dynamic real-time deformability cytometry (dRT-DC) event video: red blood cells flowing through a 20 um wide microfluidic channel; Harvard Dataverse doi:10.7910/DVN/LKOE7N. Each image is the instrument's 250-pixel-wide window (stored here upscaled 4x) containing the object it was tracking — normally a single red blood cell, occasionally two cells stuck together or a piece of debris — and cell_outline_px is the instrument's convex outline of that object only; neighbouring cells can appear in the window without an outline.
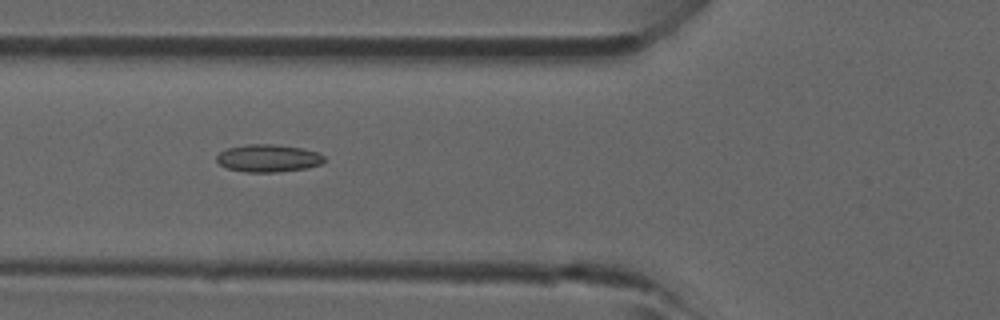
{"species": "common noctule bat (a hibernating species)", "species_latin": "Nyctalus noctula", "temperature_condition": "room temperature", "stored_images_in_passage": 37, "camera_frame_rate_fps": 3000, "um_per_image_px": 0.085, "animal": {"sex": "male", "forearm_length_mm": 52.5}, "frame": {"image": 1, "passage_image": 16, "time_ms": 5.0, "image_size_px": [1000, 320], "cell_outline_px": [[324, 160], [320, 164], [308, 168], [276, 172], [244, 172], [228, 168], [220, 164], [216, 160], [216, 156], [220, 152], [228, 148], [248, 144], [272, 144], [300, 148], [316, 152], [324, 156]], "centroid_in_image_um": [22.78, 13.45], "position_along_channel_um": 103.0, "area_um2": 17.11}}
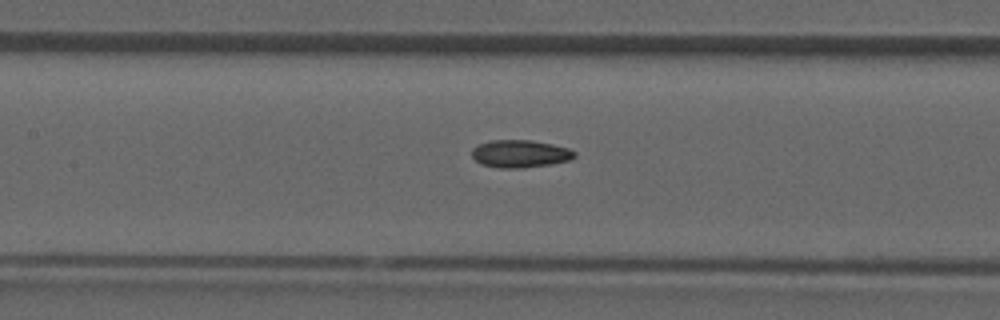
{"frame": {"image": 2, "passage_image": 20, "time_ms": 6.333, "image_size_px": [1000, 320], "cell_outline_px": [[576, 156], [572, 160], [552, 164], [524, 168], [500, 168], [480, 164], [472, 156], [472, 148], [488, 140], [532, 140], [552, 144], [568, 148], [576, 152]], "centroid_in_image_um": [44.23, 13.07], "position_along_channel_um": 163.2, "area_um2": 16.7}}